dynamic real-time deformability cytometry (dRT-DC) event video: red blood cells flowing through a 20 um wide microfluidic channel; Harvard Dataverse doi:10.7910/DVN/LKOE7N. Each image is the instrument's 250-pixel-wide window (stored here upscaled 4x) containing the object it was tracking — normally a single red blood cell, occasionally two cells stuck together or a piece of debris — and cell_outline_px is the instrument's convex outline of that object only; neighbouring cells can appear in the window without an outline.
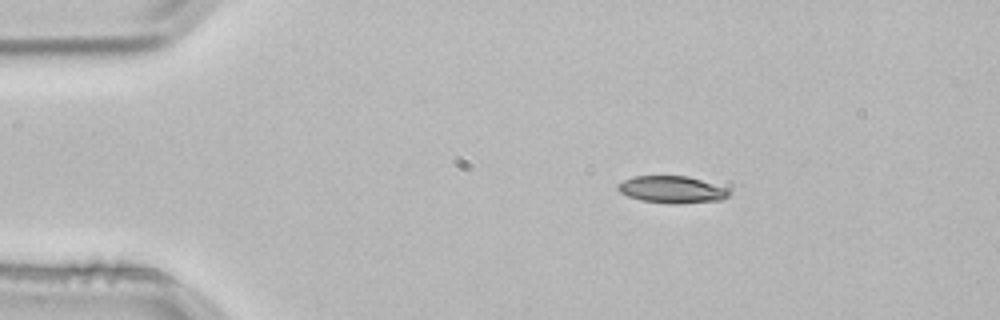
{"species": "common noctule bat (a hibernating species)", "species_latin": "Nyctalus noctula", "temperature_condition": "room temperature", "stored_images_in_passage": 2, "camera_frame_rate_fps": 3000, "um_per_image_px": 0.085, "animal": {"sex": "male", "body_mass_g": 21.5, "forearm_length_mm": 52.0}, "frame": {"image": 1, "passage_image": 1, "time_ms": 0.0, "image_size_px": [1000, 320], "cell_outline_px": [[732, 192], [728, 196], [720, 200], [676, 204], [672, 204], [640, 200], [628, 196], [620, 192], [616, 188], [616, 184], [632, 176], [688, 176], [728, 188]], "centroid_in_image_um": [57.1, 16.11], "position_along_channel_um": 27.9, "area_um2": 17.63}}